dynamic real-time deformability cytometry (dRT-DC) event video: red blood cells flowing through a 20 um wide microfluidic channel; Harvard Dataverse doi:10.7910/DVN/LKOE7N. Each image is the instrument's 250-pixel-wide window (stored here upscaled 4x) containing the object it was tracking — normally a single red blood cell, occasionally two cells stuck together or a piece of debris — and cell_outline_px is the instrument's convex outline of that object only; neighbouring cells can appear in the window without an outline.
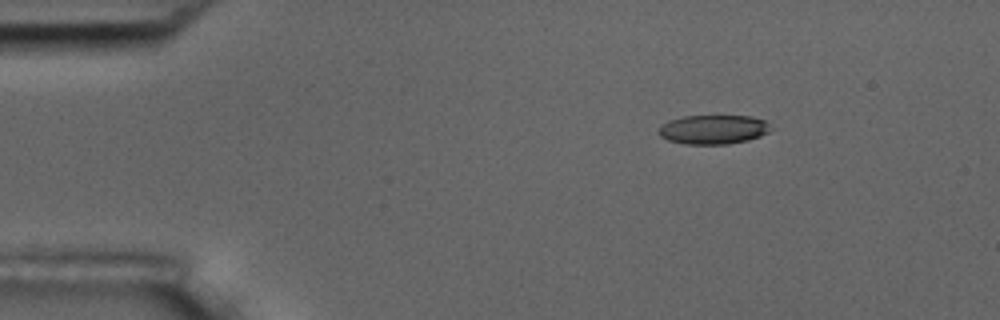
{"species": "common noctule bat (a hibernating species)", "species_latin": "Nyctalus noctula", "temperature_condition": "room temperature", "stored_images_in_passage": 4, "camera_frame_rate_fps": 3000, "um_per_image_px": 0.085, "animal": {"sex": "male", "body_mass_g": 17.5, "forearm_length_mm": 52.3}, "frame": {"image": 1, "passage_image": 1, "time_ms": 0.0, "image_size_px": [1000, 320], "cell_outline_px": [[772, 128], [768, 132], [760, 136], [748, 140], [728, 144], [684, 144], [668, 140], [660, 136], [656, 132], [660, 124], [668, 120], [684, 116], [752, 116], [764, 120]], "centroid_in_image_um": [60.58, 11.0], "position_along_channel_um": 24.4, "area_um2": 19.25}}
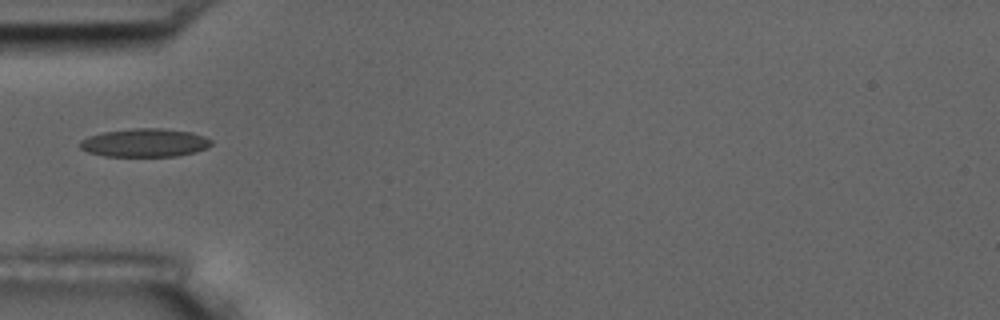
{"frame": {"image": 2, "passage_image": 4, "time_ms": 1.0, "image_size_px": [1000, 320], "cell_outline_px": [[212, 144], [208, 148], [196, 152], [176, 156], [104, 156], [88, 152], [80, 148], [80, 140], [88, 136], [104, 132], [136, 128], [160, 128], [192, 132], [204, 136], [212, 140]], "centroid_in_image_um": [12.33, 12.14], "position_along_channel_um": 72.7, "area_um2": 21.73}}